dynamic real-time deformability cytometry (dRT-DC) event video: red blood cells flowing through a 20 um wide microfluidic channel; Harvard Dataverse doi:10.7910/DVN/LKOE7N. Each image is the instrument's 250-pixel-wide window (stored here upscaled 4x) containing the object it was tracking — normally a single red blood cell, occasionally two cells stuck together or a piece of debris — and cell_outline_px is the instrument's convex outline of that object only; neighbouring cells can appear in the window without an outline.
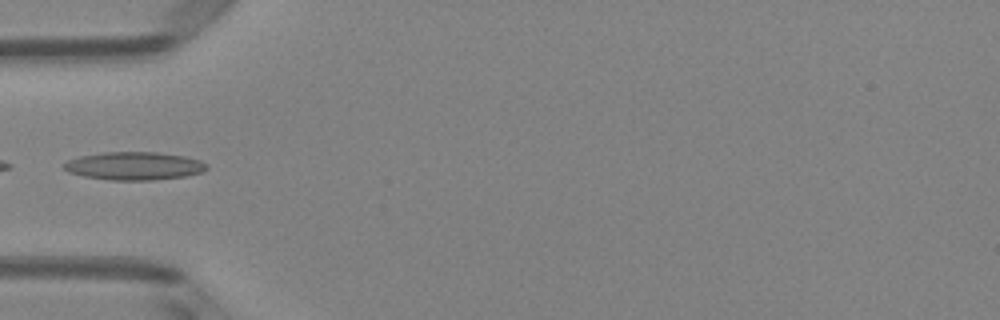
{"species": "Egyptian fruit bat (a non-hibernating species)", "species_latin": "Rousettus aegyptiacus", "temperature_condition": "room temperature", "stored_images_in_passage": 5, "camera_frame_rate_fps": 3000, "um_per_image_px": 0.085, "animal": {"sex": "female"}, "frame": {"image": 1, "passage_image": 5, "time_ms": 1.333, "image_size_px": [1000, 320], "cell_outline_px": [[208, 168], [200, 172], [188, 176], [152, 180], [108, 180], [84, 176], [68, 172], [64, 168], [64, 164], [68, 160], [80, 156], [104, 152], [156, 152], [184, 156], [200, 160], [208, 164]], "centroid_in_image_um": [11.42, 14.1], "position_along_channel_um": 73.6, "area_um2": 23.35}}